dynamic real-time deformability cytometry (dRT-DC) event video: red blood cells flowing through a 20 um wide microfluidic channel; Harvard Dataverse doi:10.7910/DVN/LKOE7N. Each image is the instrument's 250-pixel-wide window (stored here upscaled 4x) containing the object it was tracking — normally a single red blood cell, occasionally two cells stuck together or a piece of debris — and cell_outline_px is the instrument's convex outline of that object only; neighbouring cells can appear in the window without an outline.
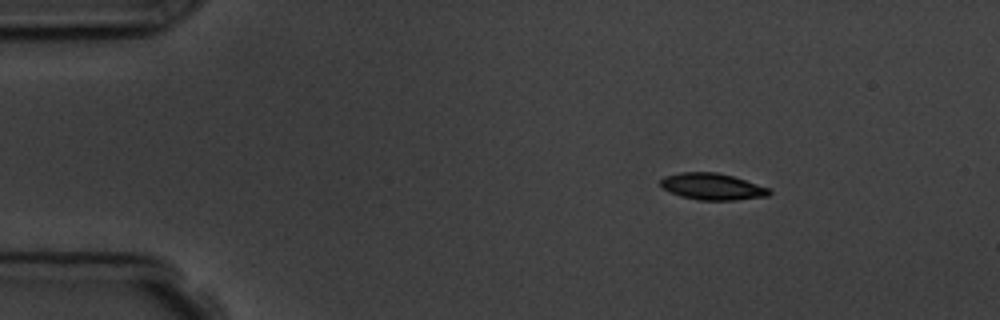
{"species": "common noctule bat (a hibernating species)", "species_latin": "Nyctalus noctula", "temperature_condition": "room temperature", "stored_images_in_passage": 9, "camera_frame_rate_fps": 3000, "um_per_image_px": 0.085, "animal": {"sex": "male", "body_mass_g": 19.5, "forearm_length_mm": 54.6}, "frame": {"image": 1, "passage_image": 2, "time_ms": 1.333, "image_size_px": [1000, 320], "cell_outline_px": [[772, 192], [768, 196], [736, 200], [700, 200], [680, 196], [664, 188], [660, 184], [660, 180], [664, 176], [680, 172], [716, 172], [732, 176], [768, 188]], "centroid_in_image_um": [60.53, 15.86], "position_along_channel_um": 24.5, "area_um2": 16.65}}
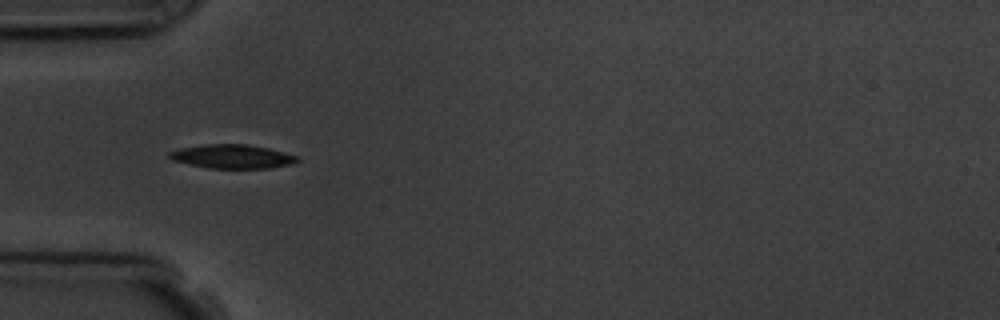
{"frame": {"image": 2, "passage_image": 4, "time_ms": 4.333, "image_size_px": [1000, 320], "cell_outline_px": [[300, 160], [292, 164], [268, 168], [208, 168], [172, 160], [168, 156], [168, 152], [180, 148], [204, 144], [248, 144], [268, 148], [284, 152], [296, 156]], "centroid_in_image_um": [19.73, 13.29], "position_along_channel_um": 65.3, "area_um2": 17.74}}
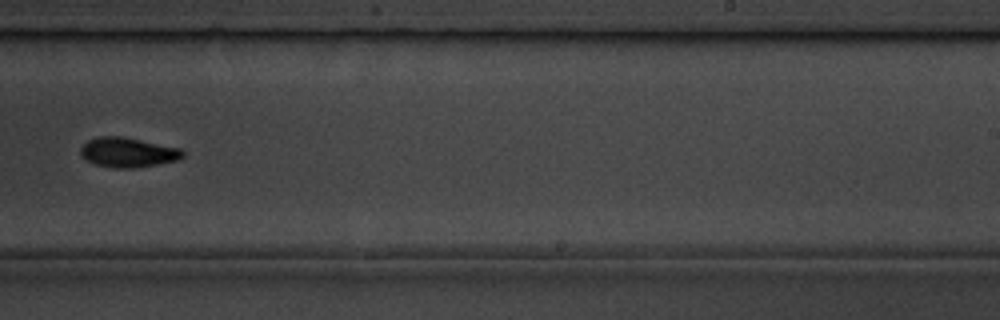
{"frame": {"image": 3, "passage_image": 9, "time_ms": 10.0, "image_size_px": [1000, 320], "cell_outline_px": [[184, 156], [176, 160], [156, 164], [132, 168], [112, 168], [96, 164], [84, 160], [80, 152], [80, 148], [88, 140], [100, 136], [120, 136], [180, 148], [184, 152]], "centroid_in_image_um": [10.83, 12.95], "position_along_channel_um": 278.2, "area_um2": 17.51}}